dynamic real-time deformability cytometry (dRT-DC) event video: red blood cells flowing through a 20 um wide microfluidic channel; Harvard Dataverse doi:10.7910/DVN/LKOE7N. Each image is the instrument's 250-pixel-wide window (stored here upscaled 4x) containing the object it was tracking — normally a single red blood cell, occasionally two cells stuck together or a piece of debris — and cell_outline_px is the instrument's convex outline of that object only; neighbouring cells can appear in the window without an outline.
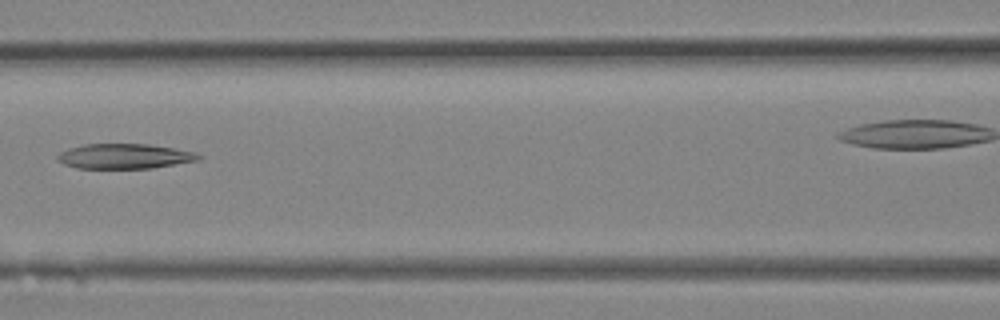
{"species": "Egyptian fruit bat (a non-hibernating species)", "species_latin": "Rousettus aegyptiacus", "temperature_condition": "room temperature", "stored_images_in_passage": 14, "segment_of_instrument_passage": [1, 2], "camera_frame_rate_fps": 3000, "um_per_image_px": 0.085, "animal": {"sex": "female"}, "frame": {"image": 1, "passage_image": 12, "time_ms": 3.667, "image_size_px": [1000, 320], "cell_outline_px": [[204, 156], [200, 160], [152, 168], [76, 168], [64, 164], [56, 160], [56, 156], [60, 152], [68, 148], [84, 144], [148, 144], [196, 152]], "centroid_in_image_um": [10.58, 13.28], "position_along_channel_um": 156.0, "area_um2": 20.63}}